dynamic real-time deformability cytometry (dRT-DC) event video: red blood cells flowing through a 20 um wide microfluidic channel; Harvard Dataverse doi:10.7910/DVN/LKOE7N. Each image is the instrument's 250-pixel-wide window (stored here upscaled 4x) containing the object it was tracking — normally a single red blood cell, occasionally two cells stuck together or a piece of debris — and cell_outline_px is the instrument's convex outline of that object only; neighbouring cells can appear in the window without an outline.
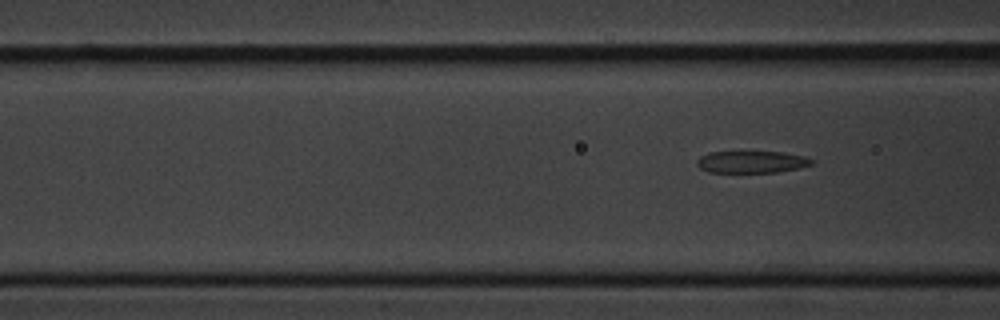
{"species": "common noctule bat (a hibernating species)", "species_latin": "Nyctalus noctula", "temperature_condition": "cold", "stored_images_in_passage": 8, "camera_frame_rate_fps": 3000, "um_per_image_px": 0.085, "animal": {"sex": "male", "body_mass_g": 20.1, "forearm_length_mm": 53.5}, "frame": {"image": 1, "passage_image": 8, "time_ms": 9.0, "image_size_px": [1000, 320], "cell_outline_px": [[812, 164], [800, 168], [776, 172], [708, 172], [700, 168], [696, 164], [696, 160], [700, 156], [708, 152], [784, 152], [804, 156], [812, 160]], "centroid_in_image_um": [63.85, 13.76], "position_along_channel_um": 102.7, "area_um2": 14.68}}